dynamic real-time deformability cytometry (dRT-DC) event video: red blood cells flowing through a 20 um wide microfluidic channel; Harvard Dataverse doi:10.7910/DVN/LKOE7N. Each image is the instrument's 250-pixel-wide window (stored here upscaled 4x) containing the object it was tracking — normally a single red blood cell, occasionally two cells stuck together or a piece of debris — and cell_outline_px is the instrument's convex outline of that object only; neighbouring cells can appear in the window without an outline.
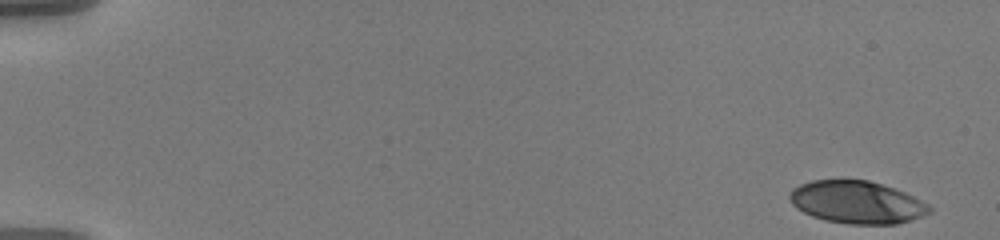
{"species": "human", "species_latin": "Homo sapiens", "temperature_condition": "warm", "stored_images_in_passage": 56, "camera_frame_rate_fps": 3000, "um_per_image_px": 0.085, "donor": {"sex": "male"}, "frame": {"image": 1, "passage_image": 1, "time_ms": 0.0, "image_size_px": [1000, 240], "cell_outline_px": [[932, 212], [896, 224], [848, 224], [824, 220], [812, 216], [796, 208], [792, 204], [788, 196], [792, 188], [800, 184], [812, 180], [868, 180], [904, 192], [928, 204], [932, 208]], "centroid_in_image_um": [72.79, 17.19], "position_along_channel_um": 12.2, "area_um2": 34.45}}
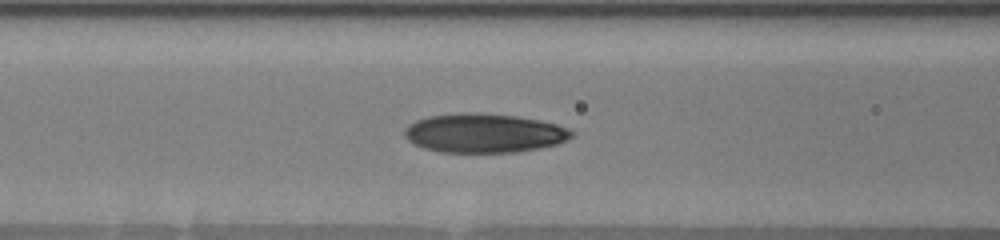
{"frame": {"image": 2, "passage_image": 24, "time_ms": 7.667, "image_size_px": [1000, 240], "cell_outline_px": [[572, 136], [556, 144], [516, 152], [440, 152], [424, 148], [408, 140], [404, 136], [404, 128], [408, 124], [416, 120], [428, 116], [460, 112], [476, 112], [516, 116], [556, 124], [568, 128], [572, 132]], "centroid_in_image_um": [41.07, 11.3], "position_along_channel_um": 125.5, "area_um2": 37.86}}
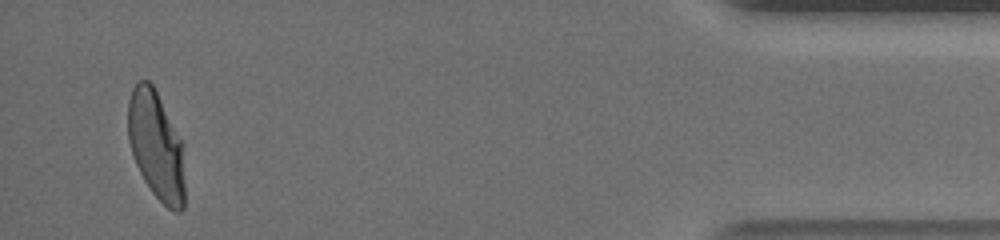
{"frame": {"image": 3, "passage_image": 54, "time_ms": 17.667, "image_size_px": [1000, 240], "cell_outline_px": [[184, 208], [180, 212], [176, 212], [168, 208], [152, 192], [144, 180], [136, 164], [128, 140], [128, 100], [132, 88], [136, 80], [148, 80], [152, 84], [180, 140], [184, 184]], "centroid_in_image_um": [13.23, 12.38], "position_along_channel_um": 422.0, "area_um2": 35.14}, "authors_computed_cell_mechanics": {"area_um2": 36.5874, "velocity_mm_per_s": 3.5842, "shape_relaxation_time_tau1_ms": 5.9765, "shape_relaxation_time_tau2_ms": 0.9786, "deformation_change_tau1": 0.2322, "deformation_change_tau2": 0.067}}